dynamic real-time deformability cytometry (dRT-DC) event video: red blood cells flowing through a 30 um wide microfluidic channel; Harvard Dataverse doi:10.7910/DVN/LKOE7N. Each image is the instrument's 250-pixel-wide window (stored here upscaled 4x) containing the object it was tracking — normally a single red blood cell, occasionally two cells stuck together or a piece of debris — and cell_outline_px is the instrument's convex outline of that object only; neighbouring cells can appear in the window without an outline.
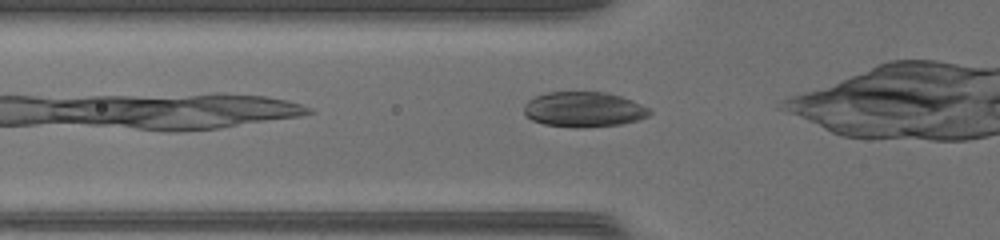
{"species": "common noctule bat (a hibernating species)", "species_latin": "Nyctalus noctula", "temperature_condition": "warm", "stored_images_in_passage": 24, "camera_frame_rate_fps": 3000, "um_per_image_px": 0.085, "animal": {"sex": "female", "body_mass_g": 17.0, "forearm_length_mm": 48.0}, "frame": {"image": 1, "passage_image": 2, "time_ms": 0.333, "image_size_px": [1000, 240], "cell_outline_px": [[652, 112], [648, 116], [636, 120], [620, 124], [580, 128], [576, 128], [544, 124], [532, 120], [524, 112], [524, 104], [528, 100], [544, 92], [604, 92], [620, 96], [632, 100], [648, 108]], "centroid_in_image_um": [49.59, 9.3], "position_along_channel_um": 76.2, "area_um2": 25.66}}
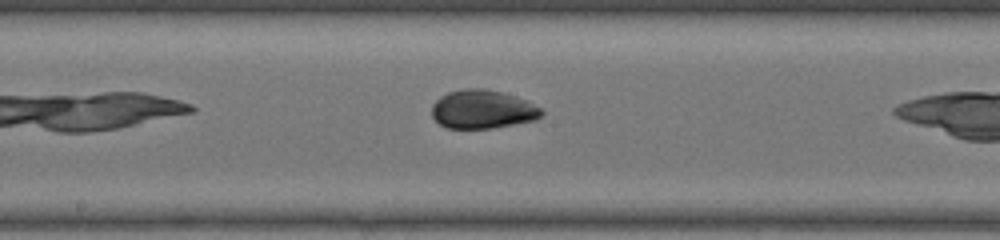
{"frame": {"image": 2, "passage_image": 11, "time_ms": 3.333, "image_size_px": [1000, 240], "cell_outline_px": [[544, 112], [536, 120], [492, 128], [448, 128], [440, 124], [432, 116], [432, 104], [440, 96], [448, 92], [464, 88], [484, 88], [504, 92], [528, 100], [540, 108]], "centroid_in_image_um": [41.03, 9.28], "position_along_channel_um": 207.2, "area_um2": 24.85}}
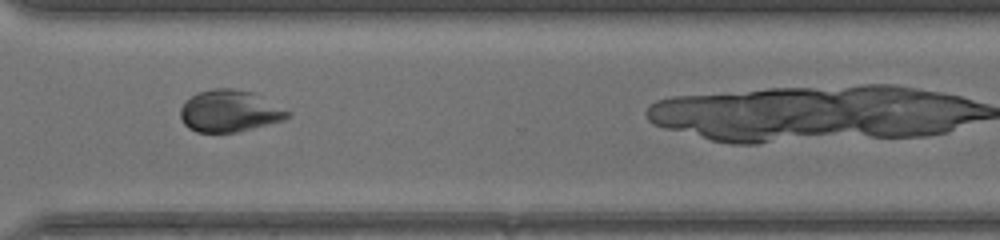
{"frame": {"image": 3, "passage_image": 21, "time_ms": 6.667, "image_size_px": [1000, 240], "cell_outline_px": [[292, 116], [284, 120], [236, 132], [196, 132], [188, 128], [184, 124], [180, 116], [180, 108], [184, 100], [196, 92], [212, 88], [232, 88], [256, 92], [292, 112]], "centroid_in_image_um": [19.52, 9.41], "position_along_channel_um": 351.1, "area_um2": 26.7}}